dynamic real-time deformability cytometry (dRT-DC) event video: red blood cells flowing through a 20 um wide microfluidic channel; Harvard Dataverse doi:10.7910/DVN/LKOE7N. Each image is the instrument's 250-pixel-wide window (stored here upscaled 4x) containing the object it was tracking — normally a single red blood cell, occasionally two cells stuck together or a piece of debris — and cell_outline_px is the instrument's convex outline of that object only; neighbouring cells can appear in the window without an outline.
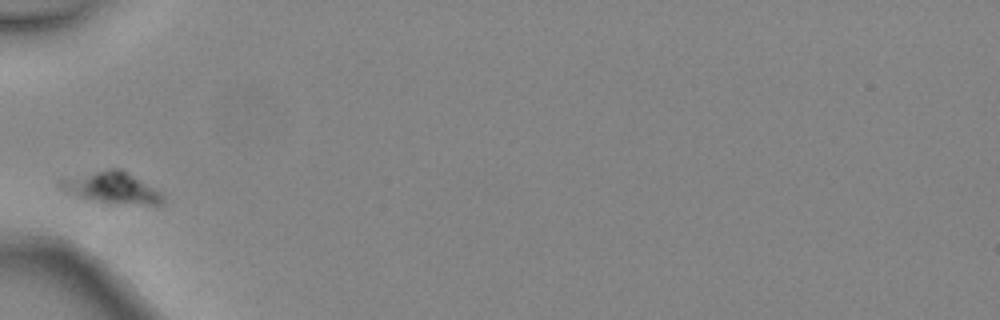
{"species": "common noctule bat (a hibernating species)", "species_latin": "Nyctalus noctula", "temperature_condition": "warm", "stored_images_in_passage": 1, "camera_frame_rate_fps": 3000, "um_per_image_px": 0.085, "animal": {"sex": "female", "body_mass_g": 24.6, "forearm_length_mm": 56.2}, "frame": {"image": 1, "passage_image": 1, "time_ms": 0.0, "image_size_px": [1000, 320], "cell_outline_px": [[164, 204], [104, 204], [88, 200], [64, 192], [56, 184], [56, 180], [60, 176], [108, 168], [120, 168], [160, 192], [164, 196]], "centroid_in_image_um": [9.33, 15.95], "position_along_channel_um": 75.7, "area_um2": 19.65}}